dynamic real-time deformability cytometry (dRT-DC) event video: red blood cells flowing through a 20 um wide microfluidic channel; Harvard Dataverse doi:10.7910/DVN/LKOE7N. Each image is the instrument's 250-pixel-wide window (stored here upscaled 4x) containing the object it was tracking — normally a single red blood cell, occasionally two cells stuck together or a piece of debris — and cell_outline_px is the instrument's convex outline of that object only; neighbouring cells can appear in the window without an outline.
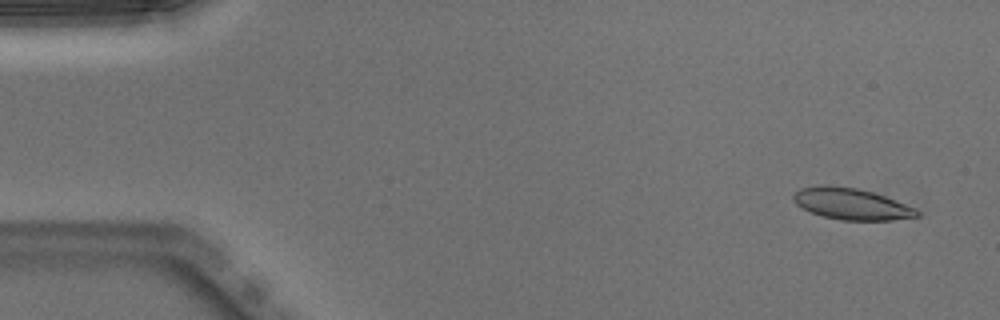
{"species": "Egyptian fruit bat (a non-hibernating species)", "species_latin": "Rousettus aegyptiacus", "temperature_condition": "warm", "stored_images_in_passage": 51, "camera_frame_rate_fps": 3000, "um_per_image_px": 0.085, "animal": {"sex": "male"}, "frame": {"image": 1, "passage_image": 3, "time_ms": 0.667, "image_size_px": [1000, 320], "cell_outline_px": [[920, 216], [892, 220], [840, 220], [824, 216], [812, 212], [796, 204], [792, 200], [792, 196], [800, 188], [820, 184], [824, 184], [856, 188], [872, 192], [884, 196], [916, 208], [920, 212]], "centroid_in_image_um": [72.36, 17.32], "position_along_channel_um": 12.6, "area_um2": 22.54}}
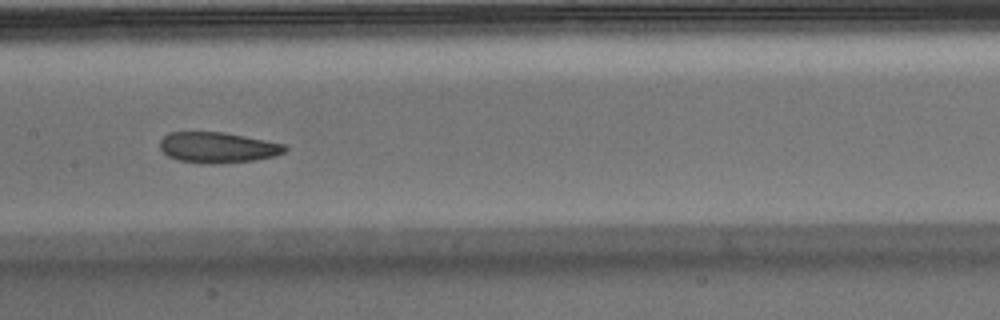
{"frame": {"image": 2, "passage_image": 25, "time_ms": 8.0, "image_size_px": [1000, 320], "cell_outline_px": [[288, 148], [284, 152], [272, 156], [256, 160], [220, 164], [200, 164], [180, 160], [168, 156], [160, 148], [160, 140], [168, 132], [224, 132], [284, 144]], "centroid_in_image_um": [18.48, 12.54], "position_along_channel_um": 188.9, "area_um2": 22.37}}
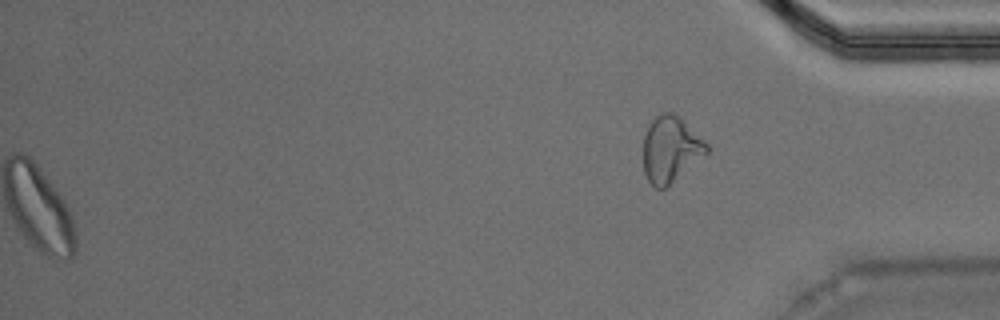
{"frame": {"image": 3, "passage_image": 51, "time_ms": 16.667, "image_size_px": [1000, 320], "cell_outline_px": [[708, 152], [664, 188], [656, 188], [648, 180], [644, 172], [644, 136], [648, 124], [660, 112], [672, 112], [704, 140], [708, 144]], "centroid_in_image_um": [56.97, 12.67], "position_along_channel_um": 378.2, "area_um2": 23.7}, "authors_computed_cell_mechanics": {"area_um2": 23.12, "velocity_mm_per_s": 3.9649, "shape_relaxation_time_tau1_ms": 5.7314, "shape_relaxation_time_tau2_ms": 2.6167, "deformation_change_tau1": 0.1338, "deformation_change_tau2": 0.092}}